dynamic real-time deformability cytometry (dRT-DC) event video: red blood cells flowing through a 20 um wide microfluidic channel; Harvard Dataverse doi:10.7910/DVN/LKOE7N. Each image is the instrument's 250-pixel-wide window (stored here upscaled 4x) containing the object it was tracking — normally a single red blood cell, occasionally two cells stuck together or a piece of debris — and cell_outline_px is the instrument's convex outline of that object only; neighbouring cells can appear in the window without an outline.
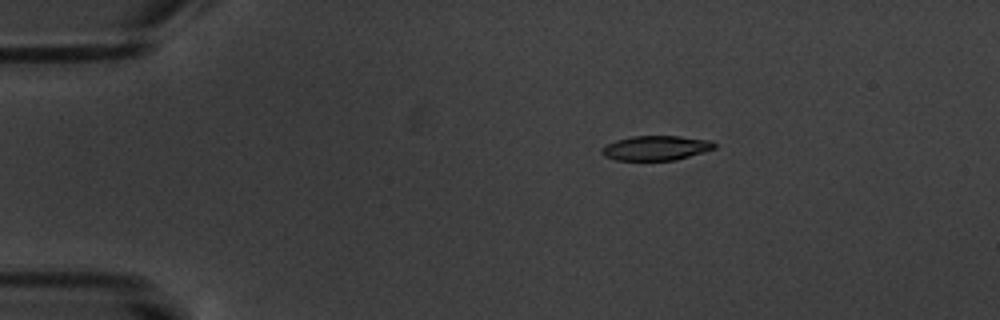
{"species": "common noctule bat (a hibernating species)", "species_latin": "Nyctalus noctula", "temperature_condition": "warm", "stored_images_in_passage": 5, "camera_frame_rate_fps": 3000, "um_per_image_px": 0.085, "animal": {"sex": "male", "body_mass_g": 20.1, "forearm_length_mm": 53.5}, "frame": {"image": 1, "passage_image": 3, "time_ms": 3.333, "image_size_px": [1000, 320], "cell_outline_px": [[716, 148], [704, 152], [676, 160], [616, 160], [604, 156], [600, 152], [600, 148], [616, 140], [632, 136], [680, 136], [712, 140], [716, 144]], "centroid_in_image_um": [55.77, 12.58], "position_along_channel_um": 29.2, "area_um2": 16.3}}